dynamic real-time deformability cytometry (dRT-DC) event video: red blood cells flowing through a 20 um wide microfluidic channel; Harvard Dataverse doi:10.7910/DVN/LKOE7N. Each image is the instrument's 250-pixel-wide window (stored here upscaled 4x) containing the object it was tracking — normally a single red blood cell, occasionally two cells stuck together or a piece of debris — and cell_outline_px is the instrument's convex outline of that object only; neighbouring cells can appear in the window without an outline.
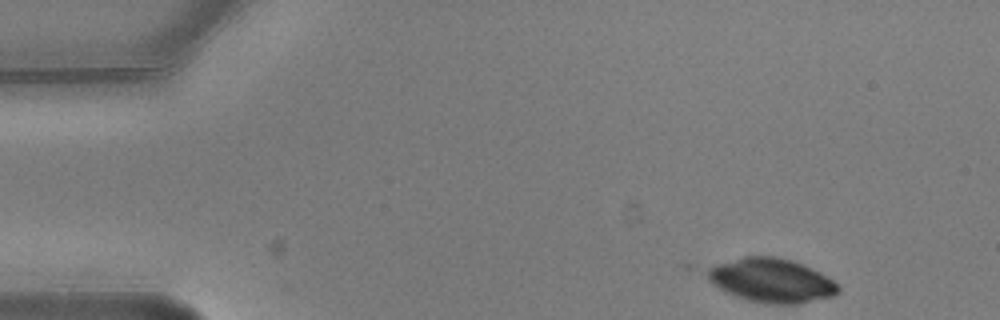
{"species": "common noctule bat (a hibernating species)", "species_latin": "Nyctalus noctula", "temperature_condition": "warm", "stored_images_in_passage": 3, "camera_frame_rate_fps": 3000, "um_per_image_px": 0.085, "animal": {"sex": "male", "body_mass_g": 20.5, "forearm_length_mm": 52.5}, "frame": {"image": 1, "passage_image": 1, "time_ms": 0.0, "image_size_px": [1000, 320], "cell_outline_px": [[840, 292], [832, 296], [800, 304], [768, 304], [748, 300], [724, 292], [712, 284], [708, 280], [708, 268], [716, 264], [744, 256], [772, 256], [792, 260], [804, 264], [820, 272], [832, 280], [840, 288]], "centroid_in_image_um": [65.57, 23.84], "position_along_channel_um": 19.4, "area_um2": 33.64}}